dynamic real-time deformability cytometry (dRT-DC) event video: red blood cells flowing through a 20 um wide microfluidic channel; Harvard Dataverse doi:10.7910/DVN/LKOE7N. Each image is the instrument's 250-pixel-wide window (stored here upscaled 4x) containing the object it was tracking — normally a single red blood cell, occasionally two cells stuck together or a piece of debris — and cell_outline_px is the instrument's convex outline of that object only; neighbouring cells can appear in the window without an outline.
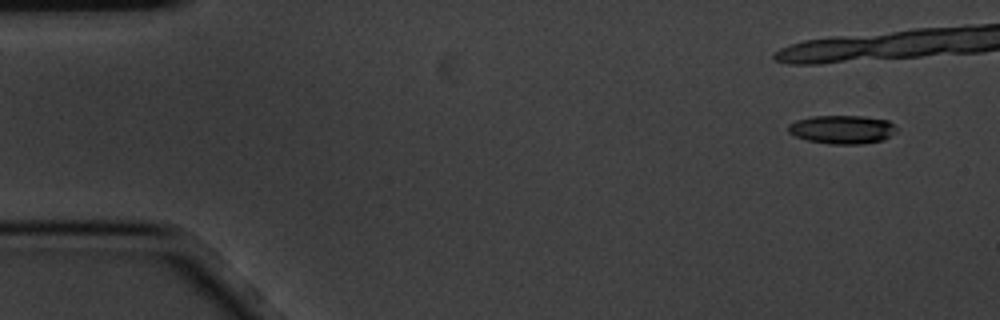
{"species": "common noctule bat (a hibernating species)", "species_latin": "Nyctalus noctula", "temperature_condition": "cold", "stored_images_in_passage": 7, "camera_frame_rate_fps": 3000, "um_per_image_px": 0.085, "animal": {"sex": "male", "body_mass_g": 20.1, "forearm_length_mm": 53.5}, "frame": {"image": 1, "passage_image": 1, "time_ms": 0.0, "image_size_px": [1000, 320], "cell_outline_px": [[896, 132], [880, 140], [864, 144], [828, 144], [808, 140], [796, 136], [788, 132], [788, 124], [796, 120], [812, 116], [864, 116], [888, 120], [896, 128]], "centroid_in_image_um": [71.56, 11.0], "position_along_channel_um": 13.4, "area_um2": 17.92}}